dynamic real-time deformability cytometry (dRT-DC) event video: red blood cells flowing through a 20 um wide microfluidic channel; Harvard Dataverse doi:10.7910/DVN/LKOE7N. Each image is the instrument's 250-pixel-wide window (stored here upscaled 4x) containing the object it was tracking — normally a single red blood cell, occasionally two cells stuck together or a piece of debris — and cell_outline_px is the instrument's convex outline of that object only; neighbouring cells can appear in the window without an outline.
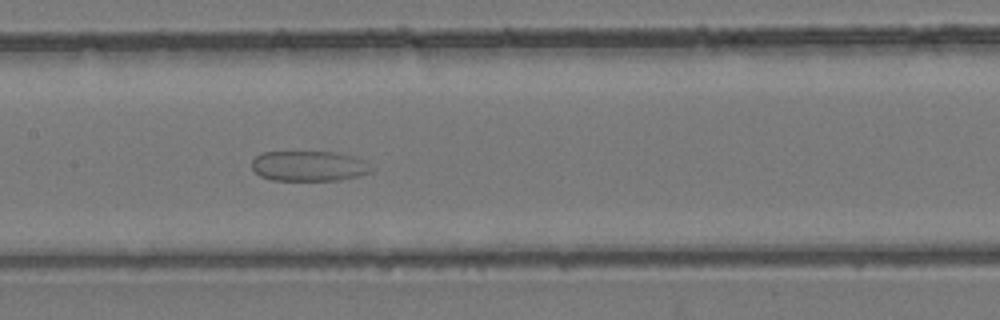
{"species": "common noctule bat (a hibernating species)", "species_latin": "Nyctalus noctula", "temperature_condition": "room temperature", "stored_images_in_passage": 39, "camera_frame_rate_fps": 3000, "um_per_image_px": 0.085, "animal": {"sex": "female", "body_mass_g": 24.6, "forearm_length_mm": 56.2}, "frame": {"image": 1, "passage_image": 17, "time_ms": 5.333, "image_size_px": [1000, 320], "cell_outline_px": [[376, 168], [372, 172], [340, 180], [272, 180], [260, 176], [252, 168], [252, 160], [260, 152], [336, 152], [352, 156], [364, 160]], "centroid_in_image_um": [26.28, 14.11], "position_along_channel_um": 181.1, "area_um2": 21.21}}
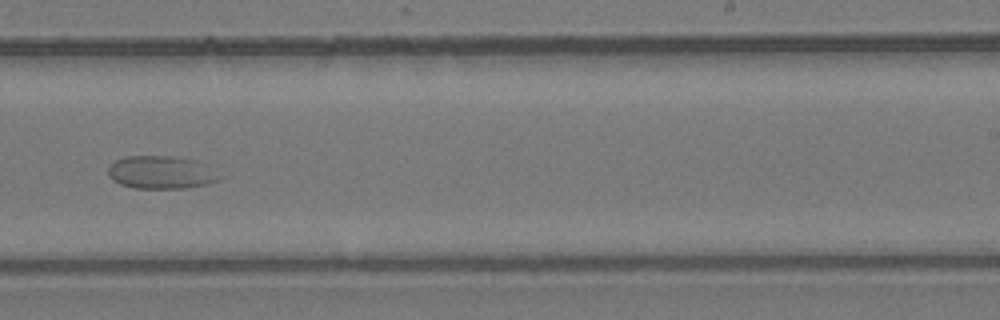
{"frame": {"image": 2, "passage_image": 23, "time_ms": 7.333, "image_size_px": [1000, 320], "cell_outline_px": [[220, 180], [204, 184], [184, 188], [136, 188], [120, 184], [112, 180], [108, 176], [108, 168], [116, 160], [124, 156], [172, 156], [196, 160], [204, 164], [220, 176]], "centroid_in_image_um": [13.65, 14.65], "position_along_channel_um": 275.4, "area_um2": 21.15}}
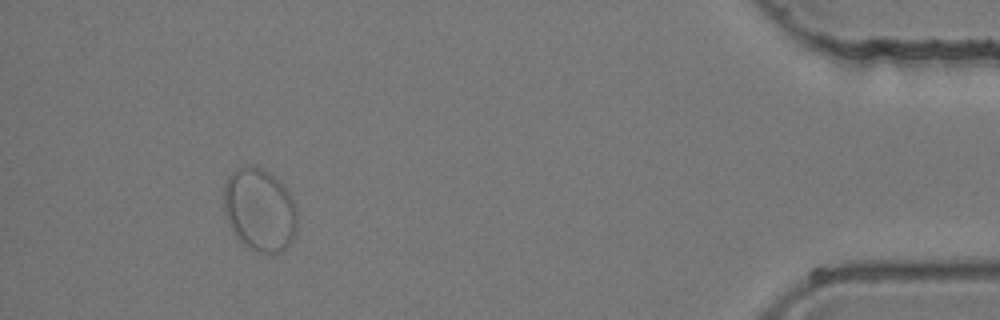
{"frame": {"image": 3, "passage_image": 36, "time_ms": 11.667, "image_size_px": [1000, 320], "cell_outline_px": [[296, 232], [292, 240], [280, 252], [256, 252], [244, 244], [240, 240], [232, 228], [224, 212], [224, 184], [228, 176], [236, 168], [252, 164], [276, 176], [284, 184], [296, 204]], "centroid_in_image_um": [22.08, 17.78], "position_along_channel_um": 413.1, "area_um2": 35.55}}